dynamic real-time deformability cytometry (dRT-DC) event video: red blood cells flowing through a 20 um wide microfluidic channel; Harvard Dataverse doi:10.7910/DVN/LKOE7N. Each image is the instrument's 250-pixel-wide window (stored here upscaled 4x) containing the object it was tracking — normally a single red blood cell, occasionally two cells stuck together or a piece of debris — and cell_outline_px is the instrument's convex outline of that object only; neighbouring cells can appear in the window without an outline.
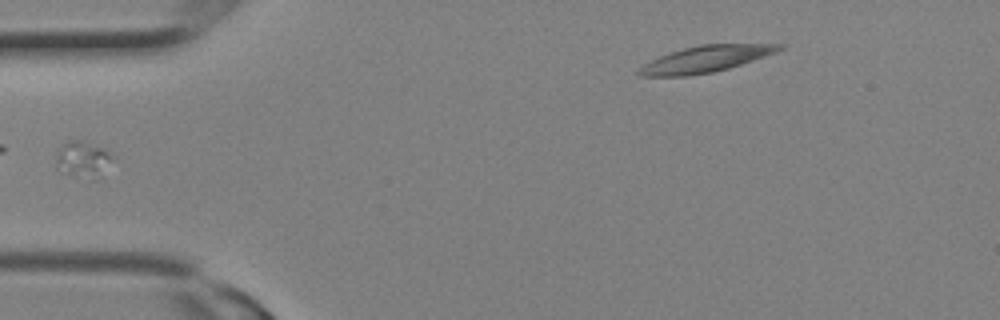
{"species": "Egyptian fruit bat (a non-hibernating species)", "species_latin": "Rousettus aegyptiacus", "temperature_condition": "room temperature", "stored_images_in_passage": 5, "segment_of_instrument_passage": [1, 2], "camera_frame_rate_fps": 3000, "um_per_image_px": 0.085, "animal": {"sex": "female"}, "frame": {"image": 1, "passage_image": 4, "time_ms": 1.0, "image_size_px": [1000, 320], "cell_outline_px": [[112, 160], [100, 180], [92, 180], [60, 172], [56, 168], [56, 156], [64, 144], [72, 140], [76, 140], [104, 148], [112, 156]], "centroid_in_image_um": [7.07, 13.62], "position_along_channel_um": 77.9, "area_um2": 11.91}}